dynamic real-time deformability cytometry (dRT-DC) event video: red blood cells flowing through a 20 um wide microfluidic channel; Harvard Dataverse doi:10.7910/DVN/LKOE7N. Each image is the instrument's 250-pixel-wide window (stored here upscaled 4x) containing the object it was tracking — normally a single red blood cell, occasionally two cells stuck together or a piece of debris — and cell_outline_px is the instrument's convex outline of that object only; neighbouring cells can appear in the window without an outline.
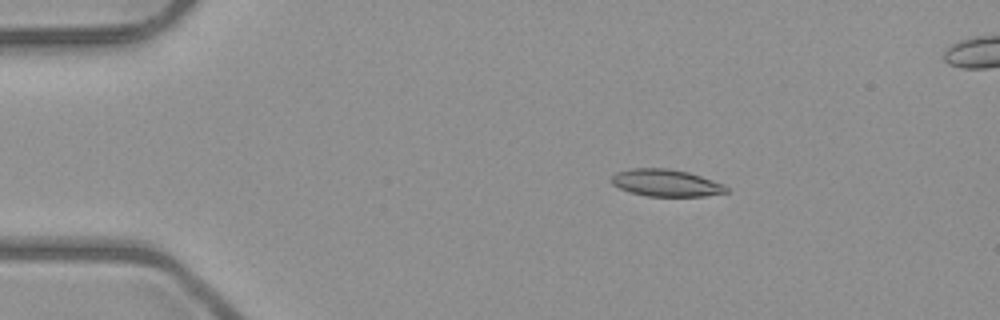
{"species": "common noctule bat (a hibernating species)", "species_latin": "Nyctalus noctula", "temperature_condition": "room temperature", "stored_images_in_passage": 6, "camera_frame_rate_fps": 3000, "um_per_image_px": 0.085, "animal": {"sex": "male", "body_mass_g": 23.1, "forearm_length_mm": 52.7}, "frame": {"image": 1, "passage_image": 3, "time_ms": 2.333, "image_size_px": [1000, 320], "cell_outline_px": [[728, 192], [704, 196], [648, 196], [632, 192], [620, 188], [612, 184], [612, 176], [616, 172], [632, 168], [668, 168], [688, 172], [724, 184], [728, 188]], "centroid_in_image_um": [56.62, 15.54], "position_along_channel_um": 28.4, "area_um2": 17.98}}
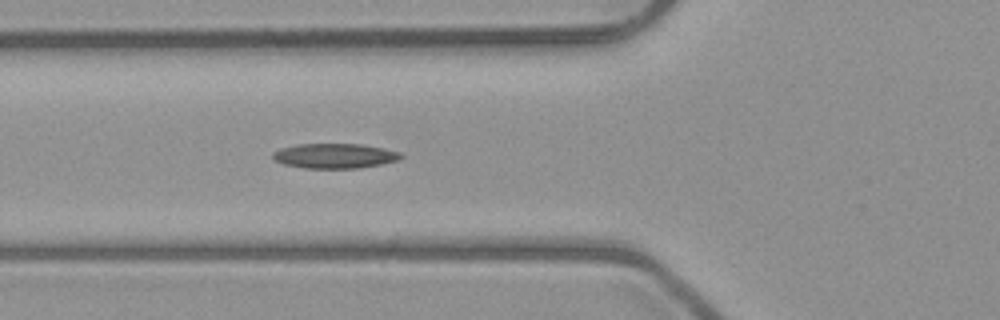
{"frame": {"image": 2, "passage_image": 6, "time_ms": 5.667, "image_size_px": [1000, 320], "cell_outline_px": [[404, 156], [400, 160], [360, 168], [304, 168], [284, 164], [272, 160], [272, 152], [280, 148], [296, 144], [360, 144], [384, 148], [400, 152]], "centroid_in_image_um": [28.43, 13.25], "position_along_channel_um": 97.4, "area_um2": 18.73}}